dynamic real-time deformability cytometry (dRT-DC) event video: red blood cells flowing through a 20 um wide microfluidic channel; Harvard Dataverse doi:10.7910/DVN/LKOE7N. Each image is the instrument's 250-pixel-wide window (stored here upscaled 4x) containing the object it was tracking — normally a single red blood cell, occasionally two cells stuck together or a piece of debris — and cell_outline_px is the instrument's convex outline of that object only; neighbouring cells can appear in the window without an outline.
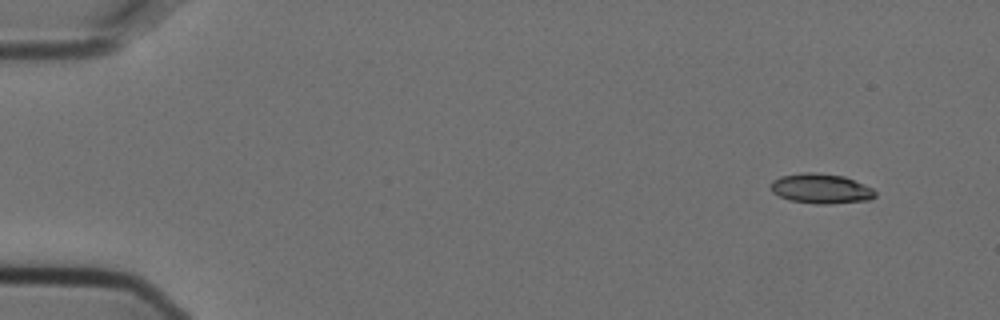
{"species": "Egyptian fruit bat (a non-hibernating species)", "species_latin": "Rousettus aegyptiacus", "temperature_condition": "cold", "stored_images_in_passage": 5, "camera_frame_rate_fps": 3000, "um_per_image_px": 0.085, "animal": {"sex": "female"}, "frame": {"image": 1, "passage_image": 1, "time_ms": 0.0, "image_size_px": [1000, 320], "cell_outline_px": [[876, 196], [868, 200], [828, 204], [816, 204], [792, 200], [780, 196], [772, 192], [772, 180], [780, 176], [804, 172], [816, 172], [844, 176], [864, 184], [872, 188], [876, 192]], "centroid_in_image_um": [69.8, 16.02], "position_along_channel_um": 15.2, "area_um2": 18.09}}
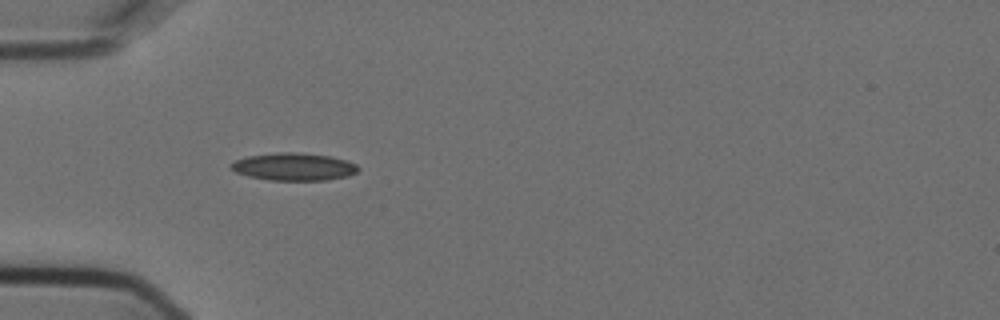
{"frame": {"image": 2, "passage_image": 4, "time_ms": 1.0, "image_size_px": [1000, 320], "cell_outline_px": [[360, 168], [356, 172], [348, 176], [328, 180], [268, 180], [248, 176], [236, 172], [228, 168], [228, 164], [236, 160], [248, 156], [276, 152], [296, 152], [328, 156], [344, 160], [356, 164]], "centroid_in_image_um": [24.93, 14.17], "position_along_channel_um": 60.1, "area_um2": 20.46}}
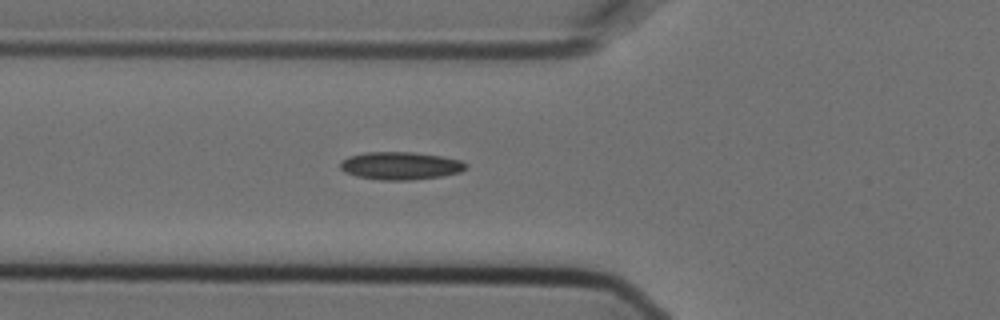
{"frame": {"image": 3, "passage_image": 5, "time_ms": 1.333, "image_size_px": [1000, 320], "cell_outline_px": [[468, 168], [460, 172], [440, 176], [412, 180], [380, 180], [356, 176], [344, 172], [340, 168], [340, 160], [348, 156], [364, 152], [412, 152], [440, 156], [460, 160], [468, 164]], "centroid_in_image_um": [34.01, 14.09], "position_along_channel_um": 91.8, "area_um2": 20.46}}